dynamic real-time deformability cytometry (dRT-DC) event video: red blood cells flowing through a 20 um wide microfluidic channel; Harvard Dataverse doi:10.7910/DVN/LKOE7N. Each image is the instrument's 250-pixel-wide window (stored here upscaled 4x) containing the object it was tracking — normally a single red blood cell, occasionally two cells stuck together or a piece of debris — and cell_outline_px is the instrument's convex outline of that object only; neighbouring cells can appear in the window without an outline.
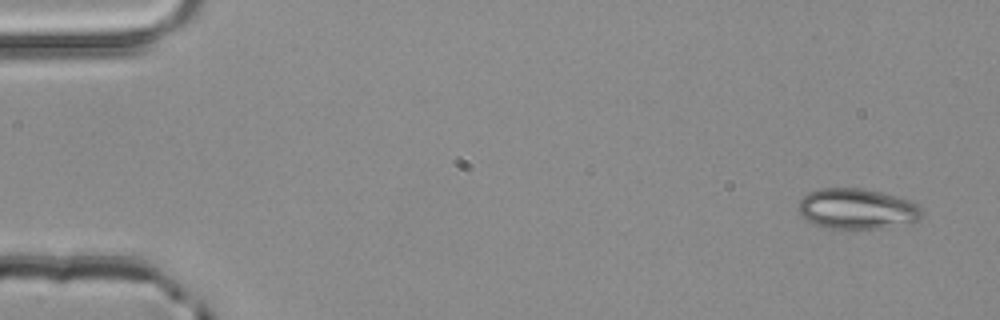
{"species": "common noctule bat (a hibernating species)", "species_latin": "Nyctalus noctula", "temperature_condition": "room temperature", "stored_images_in_passage": 2, "camera_frame_rate_fps": 3000, "um_per_image_px": 0.085, "animal": {"sex": "male", "body_mass_g": 20.4}, "frame": {"image": 1, "passage_image": 2, "time_ms": 0.333, "image_size_px": [1000, 320], "cell_outline_px": [[924, 212], [920, 220], [912, 224], [884, 228], [848, 232], [828, 228], [804, 220], [800, 216], [800, 200], [808, 192], [820, 188], [864, 188], [880, 192], [908, 200], [916, 204]], "centroid_in_image_um": [72.87, 17.81], "position_along_channel_um": 12.1, "area_um2": 30.11}}